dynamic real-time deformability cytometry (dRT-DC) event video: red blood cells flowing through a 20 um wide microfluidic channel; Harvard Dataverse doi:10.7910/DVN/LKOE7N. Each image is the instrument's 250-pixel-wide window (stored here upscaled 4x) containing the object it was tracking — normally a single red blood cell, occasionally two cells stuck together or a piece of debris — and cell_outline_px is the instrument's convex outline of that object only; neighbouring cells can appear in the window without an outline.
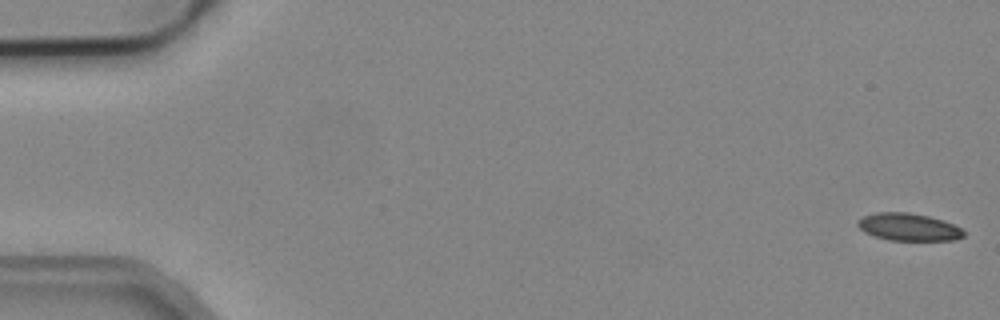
{"species": "common noctule bat (a hibernating species)", "species_latin": "Nyctalus noctula", "temperature_condition": "cold", "stored_images_in_passage": 3, "camera_frame_rate_fps": 3000, "um_per_image_px": 0.085, "animal": {"sex": "male", "body_mass_g": 19.2, "forearm_length_mm": 51.8}, "frame": {"image": 1, "passage_image": 1, "time_ms": 0.0, "image_size_px": [1000, 320], "cell_outline_px": [[964, 236], [956, 240], [888, 240], [864, 232], [856, 224], [856, 220], [864, 216], [876, 212], [908, 212], [928, 216], [952, 224], [960, 228], [964, 232]], "centroid_in_image_um": [77.19, 19.29], "position_along_channel_um": 7.8, "area_um2": 16.82}}